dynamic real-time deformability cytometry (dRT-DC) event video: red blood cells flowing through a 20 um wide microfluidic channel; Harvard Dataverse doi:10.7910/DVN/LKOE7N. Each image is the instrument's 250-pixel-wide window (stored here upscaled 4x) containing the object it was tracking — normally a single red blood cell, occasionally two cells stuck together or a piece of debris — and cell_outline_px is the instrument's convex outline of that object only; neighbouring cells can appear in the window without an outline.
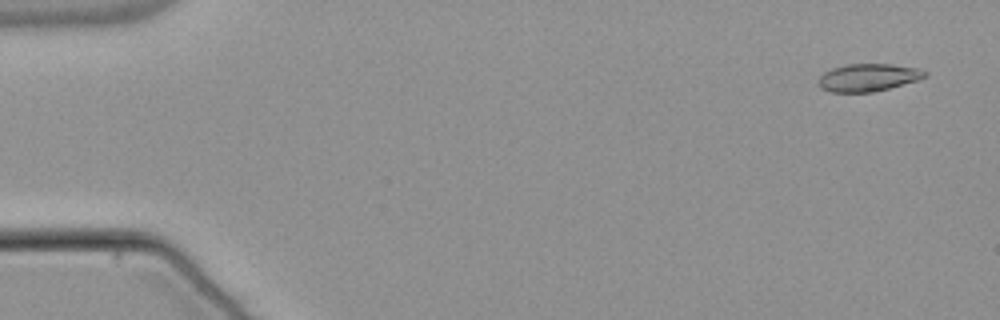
{"species": "common noctule bat (a hibernating species)", "species_latin": "Nyctalus noctula", "temperature_condition": "warm", "stored_images_in_passage": 54, "camera_frame_rate_fps": 3000, "um_per_image_px": 0.085, "animal": {"sex": "male", "body_mass_g": 21.5, "forearm_length_mm": 52.0}, "frame": {"image": 1, "passage_image": 3, "time_ms": 0.667, "image_size_px": [1000, 320], "cell_outline_px": [[928, 76], [916, 80], [888, 88], [872, 92], [832, 92], [820, 88], [820, 76], [824, 72], [832, 68], [848, 64], [892, 64], [916, 68], [928, 72]], "centroid_in_image_um": [73.79, 6.58], "position_along_channel_um": 11.2, "area_um2": 16.88}}
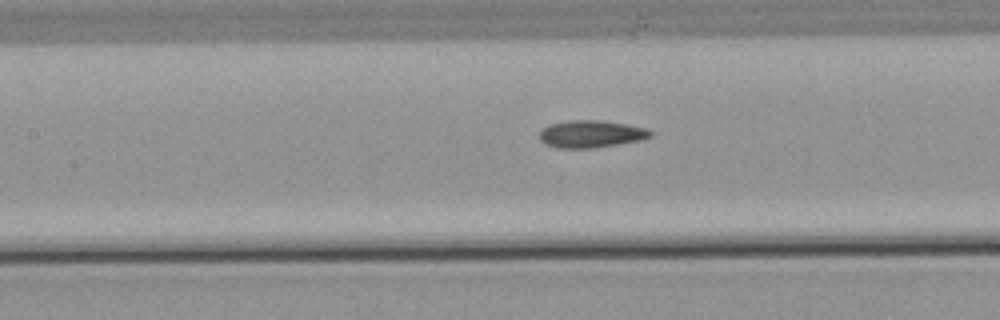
{"frame": {"image": 2, "passage_image": 25, "time_ms": 8.0, "image_size_px": [1000, 320], "cell_outline_px": [[652, 136], [640, 140], [592, 148], [556, 148], [544, 144], [540, 140], [540, 128], [548, 124], [568, 120], [600, 120], [624, 124], [644, 128], [652, 132]], "centroid_in_image_um": [50.15, 11.38], "position_along_channel_um": 157.2, "area_um2": 17.63}}
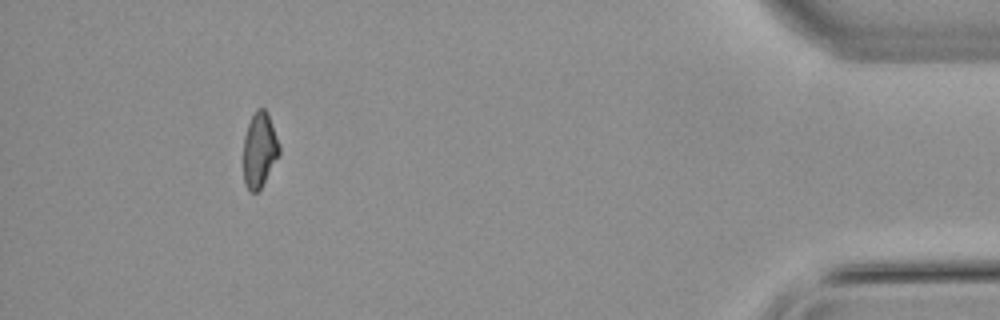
{"frame": {"image": 3, "passage_image": 50, "time_ms": 16.333, "image_size_px": [1000, 320], "cell_outline_px": [[280, 156], [260, 188], [256, 192], [252, 192], [244, 184], [244, 136], [248, 124], [256, 108], [264, 108], [268, 112], [280, 144]], "centroid_in_image_um": [22.08, 12.71], "position_along_channel_um": 413.1, "area_um2": 15.78}, "authors_computed_cell_mechanics": {"area_um2": 17.3111, "velocity_mm_per_s": 3.8222, "shape_relaxation_time_tau1_ms": 9.9888, "shape_relaxation_time_tau2_ms": 9.5354, "deformation_change_tau1": 0.2327, "deformation_change_tau2": 0.1669}}